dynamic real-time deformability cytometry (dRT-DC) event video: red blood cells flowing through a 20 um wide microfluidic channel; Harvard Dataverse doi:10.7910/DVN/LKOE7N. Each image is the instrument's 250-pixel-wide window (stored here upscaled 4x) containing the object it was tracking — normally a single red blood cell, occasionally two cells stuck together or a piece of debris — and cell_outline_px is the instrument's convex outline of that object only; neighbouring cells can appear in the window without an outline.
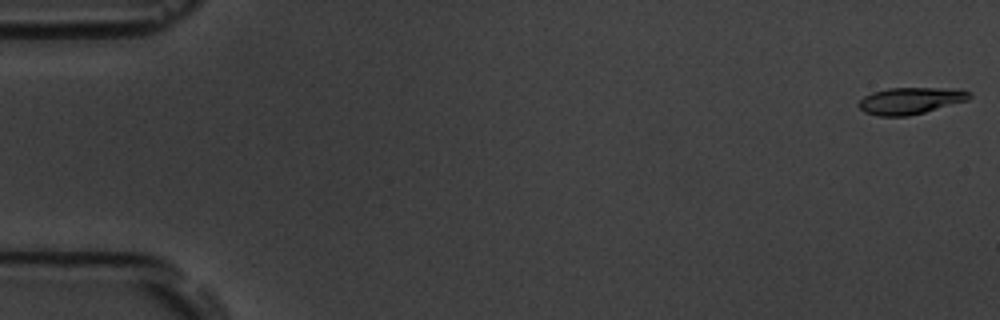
{"species": "common noctule bat (a hibernating species)", "species_latin": "Nyctalus noctula", "temperature_condition": "room temperature", "stored_images_in_passage": 14, "camera_frame_rate_fps": 3000, "um_per_image_px": 0.085, "animal": {"sex": "male", "body_mass_g": 19.5, "forearm_length_mm": 54.6}, "frame": {"image": 1, "passage_image": 1, "time_ms": 0.0, "image_size_px": [1000, 320], "cell_outline_px": [[972, 96], [968, 100], [924, 112], [908, 116], [880, 116], [864, 112], [860, 108], [860, 100], [864, 96], [872, 92], [888, 88], [960, 88], [972, 92]], "centroid_in_image_um": [77.44, 8.54], "position_along_channel_um": 7.6, "area_um2": 17.28}}